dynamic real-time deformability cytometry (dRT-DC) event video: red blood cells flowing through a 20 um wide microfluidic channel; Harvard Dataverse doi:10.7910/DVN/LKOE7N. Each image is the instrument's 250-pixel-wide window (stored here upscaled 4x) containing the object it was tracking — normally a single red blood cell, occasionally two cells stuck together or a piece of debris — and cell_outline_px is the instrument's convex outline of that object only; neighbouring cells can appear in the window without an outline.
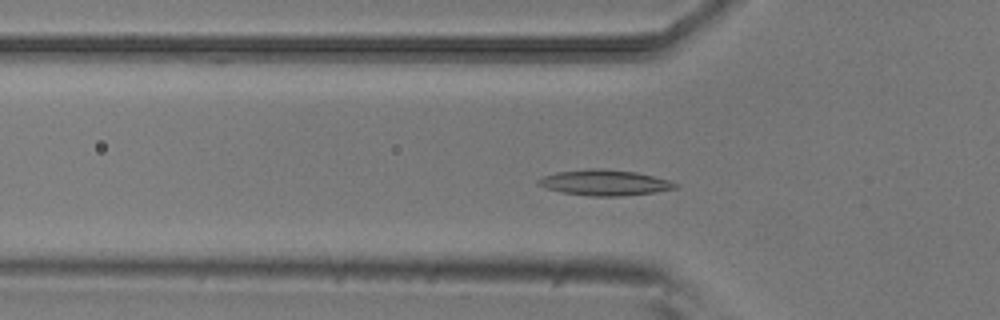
{"species": "common noctule bat (a hibernating species)", "species_latin": "Nyctalus noctula", "temperature_condition": "room temperature", "stored_images_in_passage": 42, "camera_frame_rate_fps": 3000, "um_per_image_px": 0.085, "animal": {"sex": "male", "body_mass_g": 20.5, "forearm_length_mm": 52.5}, "frame": {"image": 1, "passage_image": 7, "time_ms": 2.0, "image_size_px": [1000, 320], "cell_outline_px": [[676, 188], [656, 192], [620, 196], [588, 196], [560, 192], [536, 184], [536, 180], [544, 176], [556, 172], [588, 168], [600, 168], [636, 172], [668, 180], [676, 184]], "centroid_in_image_um": [51.34, 15.52], "position_along_channel_um": 74.5, "area_um2": 20.4}}
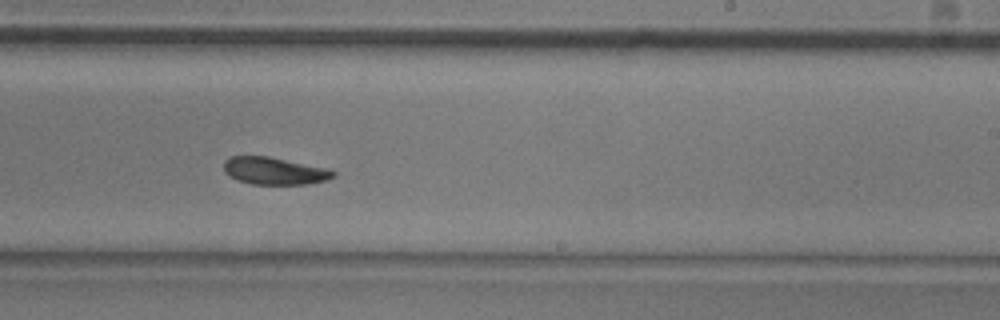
{"frame": {"image": 2, "passage_image": 22, "time_ms": 7.0, "image_size_px": [1000, 320], "cell_outline_px": [[336, 176], [324, 180], [308, 184], [252, 184], [236, 180], [224, 172], [224, 160], [228, 156], [268, 156], [324, 168], [336, 172]], "centroid_in_image_um": [23.26, 14.52], "position_along_channel_um": 265.7, "area_um2": 17.28}}
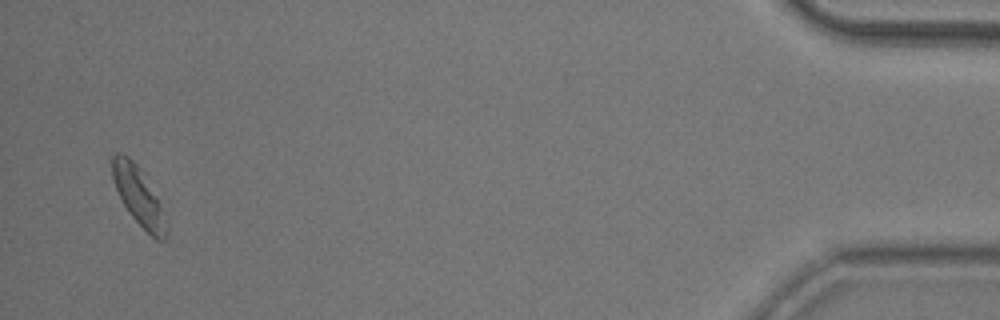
{"frame": {"image": 3, "passage_image": 41, "time_ms": 13.333, "image_size_px": [1000, 320], "cell_outline_px": [[168, 232], [164, 240], [156, 240], [128, 212], [112, 180], [112, 156], [116, 152], [120, 152], [128, 156], [136, 164], [168, 220]], "centroid_in_image_um": [11.77, 16.7], "position_along_channel_um": 423.4, "area_um2": 17.69}, "authors_computed_cell_mechanics": {"area_um2": 17.9758, "velocity_mm_per_s": 3.8171, "shape_relaxation_time_tau1_ms": 4.8209, "shape_relaxation_time_tau2_ms": 4.598, "deformation_change_tau1": 0.1221, "deformation_change_tau2": 0.1082}}